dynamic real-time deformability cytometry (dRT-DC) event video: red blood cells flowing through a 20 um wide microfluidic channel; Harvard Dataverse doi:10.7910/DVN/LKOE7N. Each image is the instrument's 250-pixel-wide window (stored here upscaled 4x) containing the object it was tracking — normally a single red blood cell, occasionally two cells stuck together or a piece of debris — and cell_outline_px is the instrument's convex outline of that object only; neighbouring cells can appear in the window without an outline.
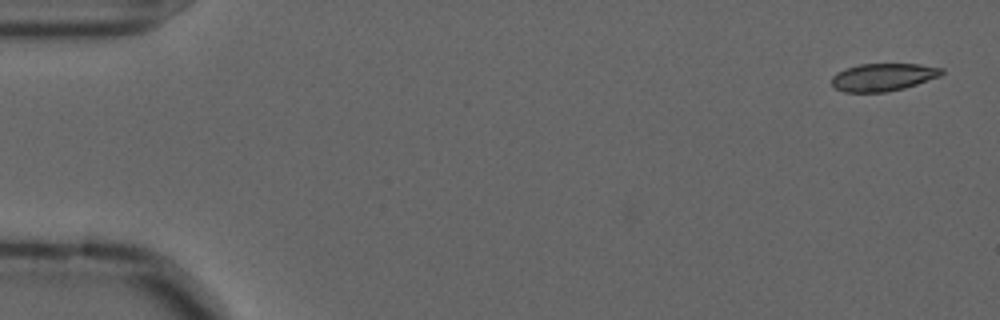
{"species": "common noctule bat (a hibernating species)", "species_latin": "Nyctalus noctula", "temperature_condition": "cold", "stored_images_in_passage": 56, "camera_frame_rate_fps": 3000, "um_per_image_px": 0.085, "animal": {"sex": "male", "forearm_length_mm": 52.5}, "frame": {"image": 1, "passage_image": 1, "time_ms": 0.0, "image_size_px": [1000, 320], "cell_outline_px": [[944, 72], [940, 76], [904, 88], [884, 92], [844, 92], [836, 88], [832, 84], [832, 76], [836, 72], [844, 68], [860, 64], [920, 64], [944, 68]], "centroid_in_image_um": [75.05, 6.54], "position_along_channel_um": 9.9, "area_um2": 17.74}}
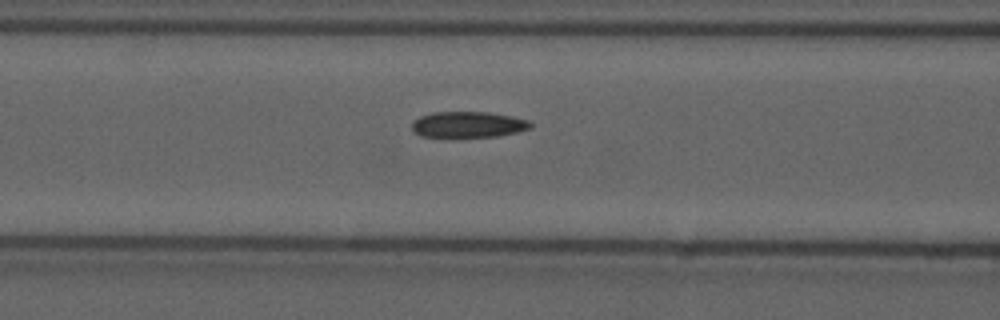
{"frame": {"image": 2, "passage_image": 22, "time_ms": 7.0, "image_size_px": [1000, 320], "cell_outline_px": [[532, 128], [516, 132], [496, 136], [448, 140], [420, 136], [412, 128], [412, 124], [420, 116], [432, 112], [488, 112], [512, 116], [528, 120], [532, 124]], "centroid_in_image_um": [39.75, 10.63], "position_along_channel_um": 126.8, "area_um2": 18.73}}
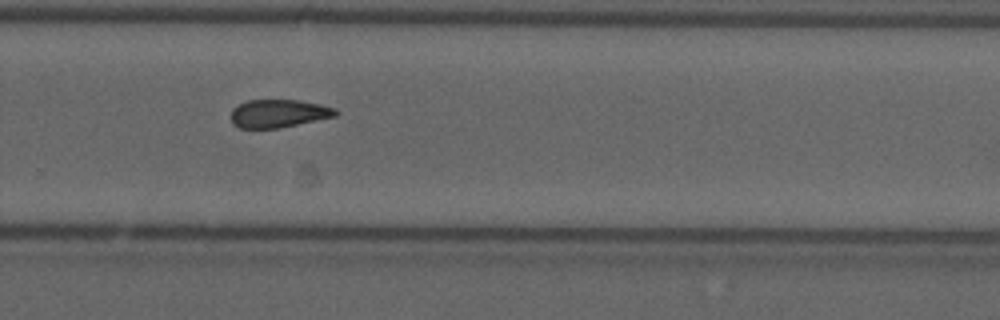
{"frame": {"image": 3, "passage_image": 37, "time_ms": 12.0, "image_size_px": [1000, 320], "cell_outline_px": [[336, 116], [280, 128], [240, 128], [232, 124], [232, 108], [248, 100], [296, 100], [320, 104], [336, 108]], "centroid_in_image_um": [23.67, 9.65], "position_along_channel_um": 306.1, "area_um2": 16.99}, "authors_computed_cell_mechanics": {"area_um2": 18.1492, "velocity_mm_per_s": 3.5954, "shape_relaxation_time_tau1_ms": null, "shape_relaxation_time_tau2_ms": 4.878, "deformation_change_tau1": null, "deformation_change_tau2": 0.1182}}